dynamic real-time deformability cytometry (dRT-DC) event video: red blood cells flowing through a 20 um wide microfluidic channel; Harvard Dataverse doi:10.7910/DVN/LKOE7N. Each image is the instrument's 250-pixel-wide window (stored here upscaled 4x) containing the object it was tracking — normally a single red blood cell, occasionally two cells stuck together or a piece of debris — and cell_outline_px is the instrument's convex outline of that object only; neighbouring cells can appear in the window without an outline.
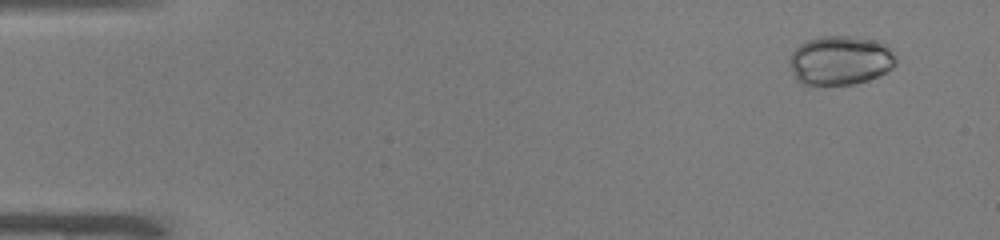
{"species": "common noctule bat (a hibernating species)", "species_latin": "Nyctalus noctula", "temperature_condition": "warm", "stored_images_in_passage": 47, "camera_frame_rate_fps": 3000, "um_per_image_px": 0.085, "animal": {"sex": "male", "body_mass_g": 19.0, "forearm_length_mm": 50.8}, "frame": {"image": 1, "passage_image": 1, "time_ms": 0.0, "image_size_px": [1000, 240], "cell_outline_px": [[896, 64], [892, 68], [868, 80], [852, 84], [804, 84], [796, 80], [788, 64], [788, 56], [800, 44], [808, 40], [820, 36], [848, 36], [880, 40], [888, 44], [892, 48], [896, 56]], "centroid_in_image_um": [71.43, 5.11], "position_along_channel_um": 13.6, "area_um2": 30.87}}
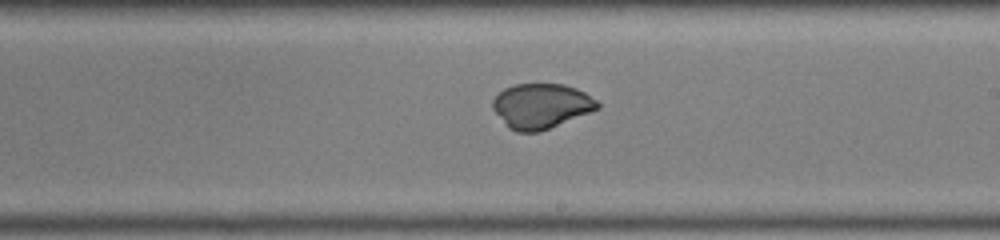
{"frame": {"image": 2, "passage_image": 27, "time_ms": 8.667, "image_size_px": [1000, 240], "cell_outline_px": [[600, 108], [540, 132], [516, 132], [508, 128], [492, 108], [492, 100], [504, 88], [516, 84], [564, 84], [576, 88], [584, 92], [596, 100], [600, 104]], "centroid_in_image_um": [45.99, 9.01], "position_along_channel_um": 243.0, "area_um2": 27.4}}
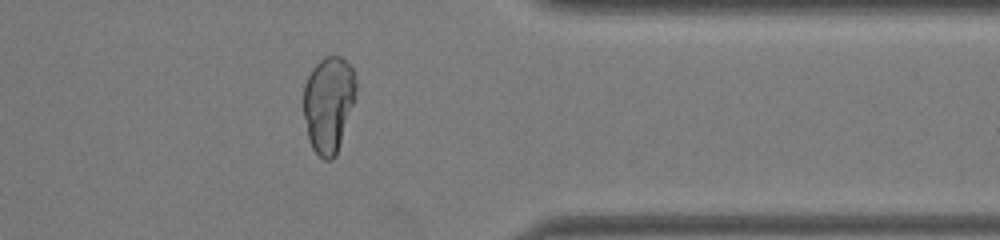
{"frame": {"image": 3, "passage_image": 38, "time_ms": 12.333, "image_size_px": [1000, 240], "cell_outline_px": [[356, 100], [336, 156], [332, 160], [324, 160], [312, 148], [308, 140], [304, 116], [304, 84], [312, 68], [324, 56], [340, 56], [352, 68], [356, 76]], "centroid_in_image_um": [27.95, 8.87], "position_along_channel_um": 383.5, "area_um2": 29.82}}